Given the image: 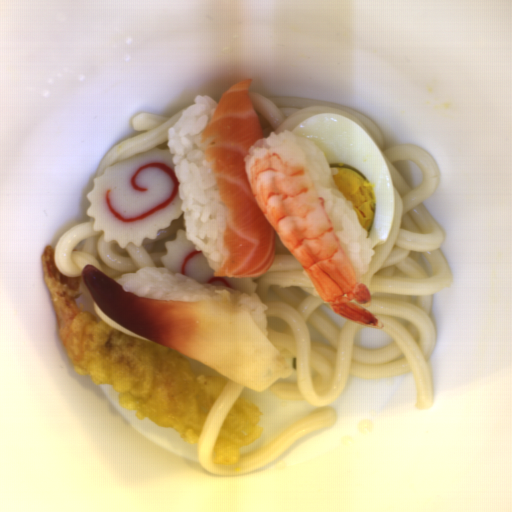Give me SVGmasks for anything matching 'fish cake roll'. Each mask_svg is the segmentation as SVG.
<instances>
[{
    "label": "fish cake roll",
    "instance_id": "fish-cake-roll-2",
    "mask_svg": "<svg viewBox=\"0 0 512 512\" xmlns=\"http://www.w3.org/2000/svg\"><path fill=\"white\" fill-rule=\"evenodd\" d=\"M166 253L160 256L161 267H165L172 274H185L201 284H210L214 287H226L254 294L257 283L249 278L214 277L216 272L201 251L187 240L185 230L178 228L174 240H166Z\"/></svg>",
    "mask_w": 512,
    "mask_h": 512
},
{
    "label": "fish cake roll",
    "instance_id": "fish-cake-roll-1",
    "mask_svg": "<svg viewBox=\"0 0 512 512\" xmlns=\"http://www.w3.org/2000/svg\"><path fill=\"white\" fill-rule=\"evenodd\" d=\"M169 148L154 147L108 166L87 193L93 231L107 242L141 247L184 215Z\"/></svg>",
    "mask_w": 512,
    "mask_h": 512
}]
</instances>
